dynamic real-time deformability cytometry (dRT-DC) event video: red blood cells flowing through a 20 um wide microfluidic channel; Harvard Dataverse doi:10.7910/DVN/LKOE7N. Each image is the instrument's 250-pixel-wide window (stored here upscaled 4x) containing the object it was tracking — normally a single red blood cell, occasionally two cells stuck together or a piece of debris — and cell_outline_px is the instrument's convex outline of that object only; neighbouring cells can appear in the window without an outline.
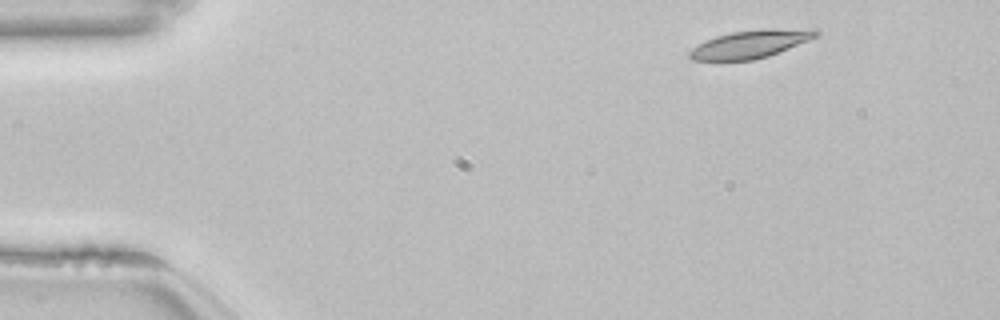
{"species": "common noctule bat (a hibernating species)", "species_latin": "Nyctalus noctula", "temperature_condition": "room temperature", "stored_images_in_passage": 48, "camera_frame_rate_fps": 3000, "um_per_image_px": 0.085, "animal": {"sex": "female", "body_mass_g": 22.7, "forearm_length_mm": 54.2}, "frame": {"image": 1, "passage_image": 1, "time_ms": 0.0, "image_size_px": [1000, 320], "cell_outline_px": [[820, 32], [816, 36], [808, 40], [768, 56], [752, 60], [692, 60], [688, 56], [688, 52], [692, 48], [716, 36], [732, 32], [760, 28], [816, 28]], "centroid_in_image_um": [63.82, 3.72], "position_along_channel_um": 21.2, "area_um2": 20.52}}
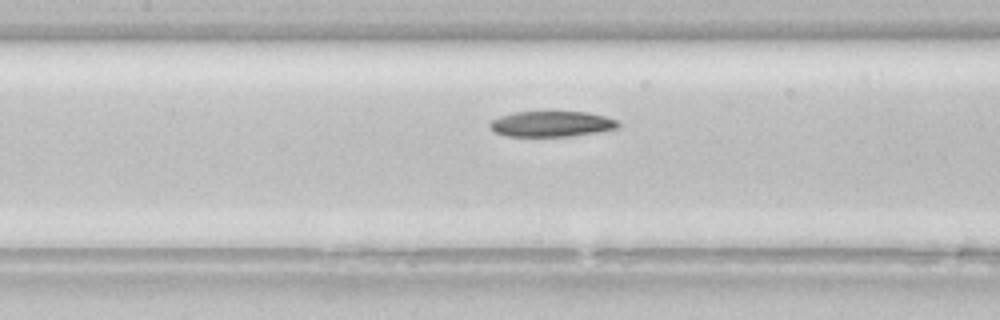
{"frame": {"image": 2, "passage_image": 19, "time_ms": 6.0, "image_size_px": [1000, 320], "cell_outline_px": [[620, 128], [572, 136], [504, 136], [488, 128], [488, 124], [492, 120], [500, 116], [512, 112], [588, 112], [604, 116], [616, 120], [620, 124]], "centroid_in_image_um": [46.86, 10.53], "position_along_channel_um": 160.5, "area_um2": 19.19}}
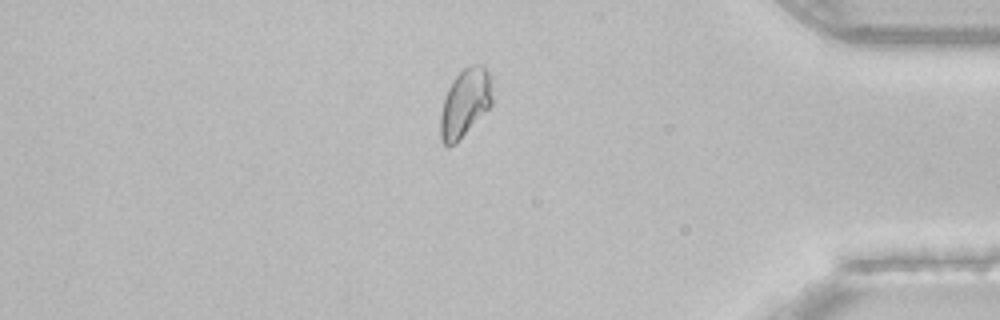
{"frame": {"image": 3, "passage_image": 40, "time_ms": 13.0, "image_size_px": [1000, 320], "cell_outline_px": [[492, 104], [456, 144], [448, 148], [440, 140], [440, 116], [444, 96], [452, 80], [468, 64], [484, 64], [488, 72], [492, 96]], "centroid_in_image_um": [39.5, 8.76], "position_along_channel_um": 395.7, "area_um2": 20.75}}